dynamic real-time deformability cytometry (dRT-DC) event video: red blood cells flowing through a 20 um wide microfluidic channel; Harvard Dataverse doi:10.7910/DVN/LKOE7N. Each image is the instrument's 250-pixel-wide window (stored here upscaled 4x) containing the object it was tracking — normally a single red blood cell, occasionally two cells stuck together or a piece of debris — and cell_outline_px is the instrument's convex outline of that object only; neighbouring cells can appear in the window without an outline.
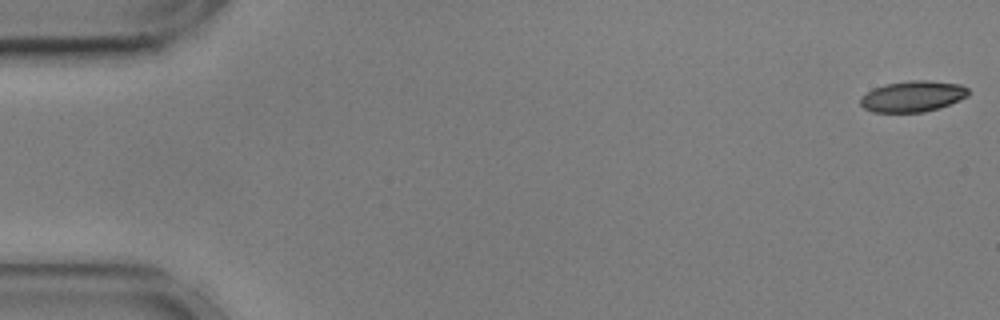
{"species": "common noctule bat (a hibernating species)", "species_latin": "Nyctalus noctula", "temperature_condition": "cold", "stored_images_in_passage": 4, "camera_frame_rate_fps": 3000, "um_per_image_px": 0.085, "animal": {"sex": "male", "body_mass_g": 17.9, "forearm_length_mm": 54.2}, "frame": {"image": 1, "passage_image": 1, "time_ms": 0.0, "image_size_px": [1000, 320], "cell_outline_px": [[968, 96], [960, 100], [940, 108], [924, 112], [872, 112], [864, 108], [860, 104], [860, 96], [884, 84], [908, 80], [924, 80], [960, 84], [968, 88]], "centroid_in_image_um": [77.58, 8.19], "position_along_channel_um": 7.4, "area_um2": 19.54}}